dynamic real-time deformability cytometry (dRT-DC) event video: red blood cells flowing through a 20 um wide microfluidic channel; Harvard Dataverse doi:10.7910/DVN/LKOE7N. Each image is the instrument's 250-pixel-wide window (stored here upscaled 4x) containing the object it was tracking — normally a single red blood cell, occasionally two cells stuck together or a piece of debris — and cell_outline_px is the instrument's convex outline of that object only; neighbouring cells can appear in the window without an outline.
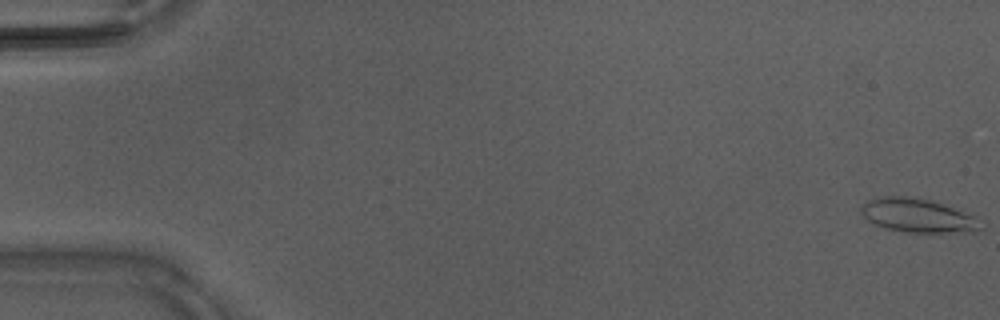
{"species": "Egyptian fruit bat (a non-hibernating species)", "species_latin": "Rousettus aegyptiacus", "temperature_condition": "warm", "stored_images_in_passage": 47, "segment_of_instrument_passage": [1, 2], "camera_frame_rate_fps": 3000, "um_per_image_px": 0.085, "animal": {"sex": "male"}, "frame": {"image": 1, "passage_image": 1, "time_ms": 0.0, "image_size_px": [1000, 320], "cell_outline_px": [[964, 216], [960, 228], [932, 232], [920, 232], [892, 228], [880, 224], [872, 220], [868, 216], [864, 208], [868, 204], [876, 200], [920, 200], [936, 204], [948, 208]], "centroid_in_image_um": [77.66, 18.32], "position_along_channel_um": 7.3, "area_um2": 17.51}}
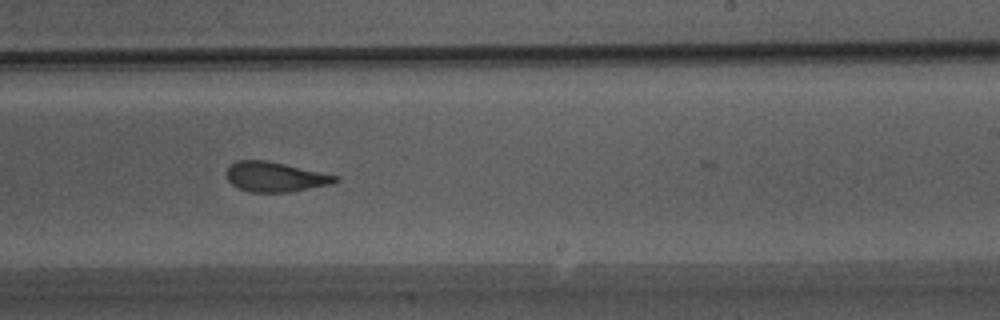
{"frame": {"image": 2, "passage_image": 29, "time_ms": 9.333, "image_size_px": [1000, 320], "cell_outline_px": [[336, 180], [324, 184], [284, 192], [256, 192], [240, 188], [232, 184], [228, 180], [228, 168], [232, 164], [240, 160], [260, 160], [280, 164], [336, 176]], "centroid_in_image_um": [23.26, 15.03], "position_along_channel_um": 265.7, "area_um2": 17.46}}
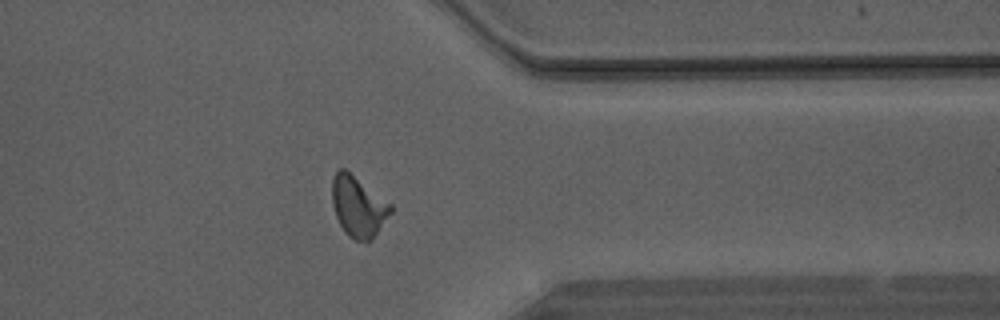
{"frame": {"image": 3, "passage_image": 37, "time_ms": 12.0, "image_size_px": [1000, 320], "cell_outline_px": [[392, 212], [376, 232], [368, 240], [356, 240], [340, 224], [336, 216], [332, 200], [332, 180], [336, 172], [340, 168], [344, 168], [392, 204]], "centroid_in_image_um": [30.45, 17.49], "position_along_channel_um": 381.0, "area_um2": 19.94}}